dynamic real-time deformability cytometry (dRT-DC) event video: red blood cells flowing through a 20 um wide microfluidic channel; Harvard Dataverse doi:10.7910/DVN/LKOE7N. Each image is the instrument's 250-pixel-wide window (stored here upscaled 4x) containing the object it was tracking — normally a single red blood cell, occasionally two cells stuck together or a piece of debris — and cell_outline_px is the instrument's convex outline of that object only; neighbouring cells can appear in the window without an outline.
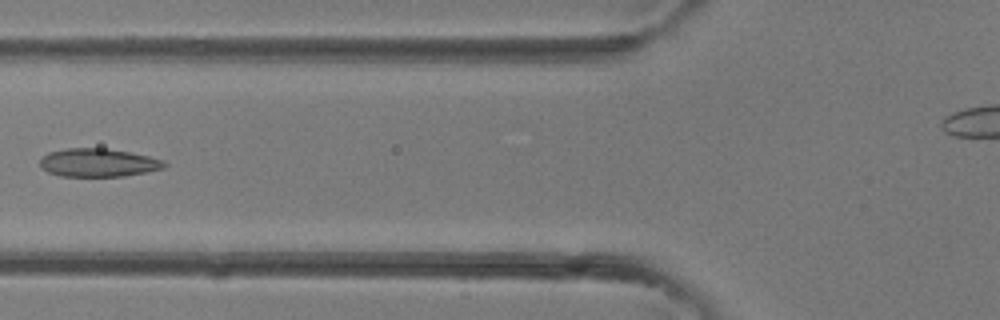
{"species": "common noctule bat (a hibernating species)", "species_latin": "Nyctalus noctula", "temperature_condition": "room temperature", "stored_images_in_passage": 24, "camera_frame_rate_fps": 3000, "um_per_image_px": 0.085, "animal": {"sex": "female"}, "frame": {"image": 1, "passage_image": 4, "time_ms": 1.0, "image_size_px": [1000, 320], "cell_outline_px": [[168, 164], [164, 168], [148, 172], [124, 176], [60, 176], [48, 172], [40, 168], [40, 160], [48, 152], [64, 148], [104, 148], [128, 152], [148, 156], [164, 160]], "centroid_in_image_um": [8.35, 13.83], "position_along_channel_um": 117.5, "area_um2": 20.58}}
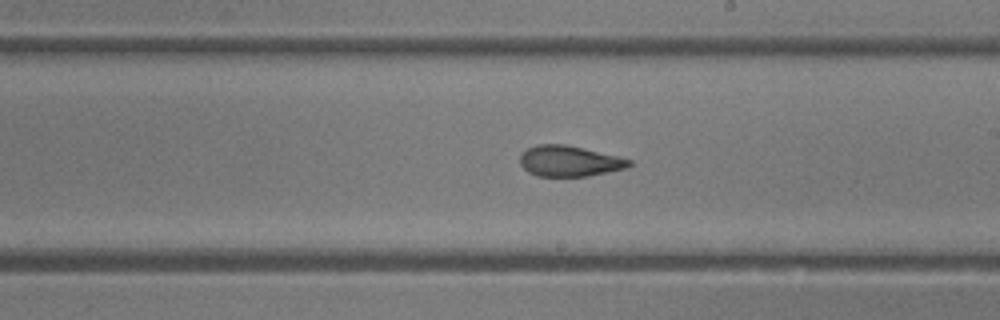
{"frame": {"image": 2, "passage_image": 11, "time_ms": 3.333, "image_size_px": [1000, 320], "cell_outline_px": [[632, 164], [628, 168], [588, 176], [536, 176], [528, 172], [520, 164], [520, 156], [528, 148], [536, 144], [568, 144], [632, 160]], "centroid_in_image_um": [48.4, 13.69], "position_along_channel_um": 240.6, "area_um2": 19.59}}
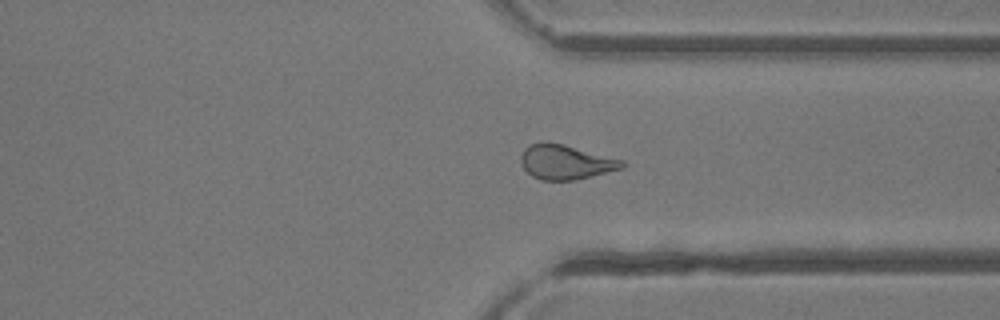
{"frame": {"image": 3, "passage_image": 18, "time_ms": 5.667, "image_size_px": [1000, 320], "cell_outline_px": [[628, 164], [624, 168], [576, 180], [540, 180], [532, 176], [520, 164], [520, 156], [524, 148], [528, 144], [544, 140], [564, 144], [624, 160]], "centroid_in_image_um": [48.07, 13.76], "position_along_channel_um": 363.3, "area_um2": 20.87}}